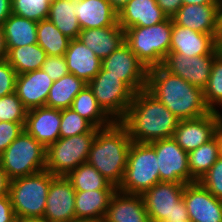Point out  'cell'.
Masks as SVG:
<instances>
[{
	"instance_id": "277c9868",
	"label": "cell",
	"mask_w": 222,
	"mask_h": 222,
	"mask_svg": "<svg viewBox=\"0 0 222 222\" xmlns=\"http://www.w3.org/2000/svg\"><path fill=\"white\" fill-rule=\"evenodd\" d=\"M55 177L45 169L10 180L9 196L17 218H43L49 186Z\"/></svg>"
},
{
	"instance_id": "d590c367",
	"label": "cell",
	"mask_w": 222,
	"mask_h": 222,
	"mask_svg": "<svg viewBox=\"0 0 222 222\" xmlns=\"http://www.w3.org/2000/svg\"><path fill=\"white\" fill-rule=\"evenodd\" d=\"M52 0H11L12 14L39 22L49 14Z\"/></svg>"
},
{
	"instance_id": "6f0895ef",
	"label": "cell",
	"mask_w": 222,
	"mask_h": 222,
	"mask_svg": "<svg viewBox=\"0 0 222 222\" xmlns=\"http://www.w3.org/2000/svg\"><path fill=\"white\" fill-rule=\"evenodd\" d=\"M13 222H20V219L19 218H17L16 220H14Z\"/></svg>"
},
{
	"instance_id": "6da1fadb",
	"label": "cell",
	"mask_w": 222,
	"mask_h": 222,
	"mask_svg": "<svg viewBox=\"0 0 222 222\" xmlns=\"http://www.w3.org/2000/svg\"><path fill=\"white\" fill-rule=\"evenodd\" d=\"M180 119L147 89L134 93L125 117L120 121L132 142L151 143L173 138Z\"/></svg>"
},
{
	"instance_id": "30bf717a",
	"label": "cell",
	"mask_w": 222,
	"mask_h": 222,
	"mask_svg": "<svg viewBox=\"0 0 222 222\" xmlns=\"http://www.w3.org/2000/svg\"><path fill=\"white\" fill-rule=\"evenodd\" d=\"M87 85L98 105L113 121H121L125 117L134 92L119 77L109 75V72L101 67Z\"/></svg>"
},
{
	"instance_id": "4fadbf2b",
	"label": "cell",
	"mask_w": 222,
	"mask_h": 222,
	"mask_svg": "<svg viewBox=\"0 0 222 222\" xmlns=\"http://www.w3.org/2000/svg\"><path fill=\"white\" fill-rule=\"evenodd\" d=\"M221 120L222 114L214 111L196 119L180 120L173 139L185 152L189 153L217 134Z\"/></svg>"
},
{
	"instance_id": "816d5d0a",
	"label": "cell",
	"mask_w": 222,
	"mask_h": 222,
	"mask_svg": "<svg viewBox=\"0 0 222 222\" xmlns=\"http://www.w3.org/2000/svg\"><path fill=\"white\" fill-rule=\"evenodd\" d=\"M218 34H222V0H220L218 9Z\"/></svg>"
},
{
	"instance_id": "11a10c76",
	"label": "cell",
	"mask_w": 222,
	"mask_h": 222,
	"mask_svg": "<svg viewBox=\"0 0 222 222\" xmlns=\"http://www.w3.org/2000/svg\"><path fill=\"white\" fill-rule=\"evenodd\" d=\"M217 133H218V135H219V137H220V139H221V149H222V120H221V122H220V124H219V126H218V131H217Z\"/></svg>"
},
{
	"instance_id": "8fae6325",
	"label": "cell",
	"mask_w": 222,
	"mask_h": 222,
	"mask_svg": "<svg viewBox=\"0 0 222 222\" xmlns=\"http://www.w3.org/2000/svg\"><path fill=\"white\" fill-rule=\"evenodd\" d=\"M156 152L160 181L188 184L196 180L190 175L188 153L173 138L149 143Z\"/></svg>"
},
{
	"instance_id": "9a60e30c",
	"label": "cell",
	"mask_w": 222,
	"mask_h": 222,
	"mask_svg": "<svg viewBox=\"0 0 222 222\" xmlns=\"http://www.w3.org/2000/svg\"><path fill=\"white\" fill-rule=\"evenodd\" d=\"M183 200L192 222H222V200L215 198L199 181L185 184Z\"/></svg>"
},
{
	"instance_id": "ffe728a7",
	"label": "cell",
	"mask_w": 222,
	"mask_h": 222,
	"mask_svg": "<svg viewBox=\"0 0 222 222\" xmlns=\"http://www.w3.org/2000/svg\"><path fill=\"white\" fill-rule=\"evenodd\" d=\"M187 57L217 55L215 36L181 27L173 22L170 51Z\"/></svg>"
},
{
	"instance_id": "ac0fdd59",
	"label": "cell",
	"mask_w": 222,
	"mask_h": 222,
	"mask_svg": "<svg viewBox=\"0 0 222 222\" xmlns=\"http://www.w3.org/2000/svg\"><path fill=\"white\" fill-rule=\"evenodd\" d=\"M52 80L44 70H34L18 74L15 82V93L27 109L46 106Z\"/></svg>"
},
{
	"instance_id": "83f0119b",
	"label": "cell",
	"mask_w": 222,
	"mask_h": 222,
	"mask_svg": "<svg viewBox=\"0 0 222 222\" xmlns=\"http://www.w3.org/2000/svg\"><path fill=\"white\" fill-rule=\"evenodd\" d=\"M86 85L71 73L61 77L52 84L46 106L59 110L71 108L74 98Z\"/></svg>"
},
{
	"instance_id": "3957f363",
	"label": "cell",
	"mask_w": 222,
	"mask_h": 222,
	"mask_svg": "<svg viewBox=\"0 0 222 222\" xmlns=\"http://www.w3.org/2000/svg\"><path fill=\"white\" fill-rule=\"evenodd\" d=\"M132 139L120 121L97 131L87 162L116 188L122 183Z\"/></svg>"
},
{
	"instance_id": "f35d334b",
	"label": "cell",
	"mask_w": 222,
	"mask_h": 222,
	"mask_svg": "<svg viewBox=\"0 0 222 222\" xmlns=\"http://www.w3.org/2000/svg\"><path fill=\"white\" fill-rule=\"evenodd\" d=\"M199 182L217 199L222 200V153Z\"/></svg>"
},
{
	"instance_id": "9f6ffc18",
	"label": "cell",
	"mask_w": 222,
	"mask_h": 222,
	"mask_svg": "<svg viewBox=\"0 0 222 222\" xmlns=\"http://www.w3.org/2000/svg\"><path fill=\"white\" fill-rule=\"evenodd\" d=\"M179 222H192L190 219H187V220H181Z\"/></svg>"
},
{
	"instance_id": "4dcf8cb0",
	"label": "cell",
	"mask_w": 222,
	"mask_h": 222,
	"mask_svg": "<svg viewBox=\"0 0 222 222\" xmlns=\"http://www.w3.org/2000/svg\"><path fill=\"white\" fill-rule=\"evenodd\" d=\"M71 108L98 129L108 127L114 122L98 105L88 85L76 95Z\"/></svg>"
},
{
	"instance_id": "603a6c76",
	"label": "cell",
	"mask_w": 222,
	"mask_h": 222,
	"mask_svg": "<svg viewBox=\"0 0 222 222\" xmlns=\"http://www.w3.org/2000/svg\"><path fill=\"white\" fill-rule=\"evenodd\" d=\"M75 9L81 30L120 26L118 13L108 0H75Z\"/></svg>"
},
{
	"instance_id": "bcb514c9",
	"label": "cell",
	"mask_w": 222,
	"mask_h": 222,
	"mask_svg": "<svg viewBox=\"0 0 222 222\" xmlns=\"http://www.w3.org/2000/svg\"><path fill=\"white\" fill-rule=\"evenodd\" d=\"M10 179L7 173L0 166V196L9 195Z\"/></svg>"
},
{
	"instance_id": "7402d4cb",
	"label": "cell",
	"mask_w": 222,
	"mask_h": 222,
	"mask_svg": "<svg viewBox=\"0 0 222 222\" xmlns=\"http://www.w3.org/2000/svg\"><path fill=\"white\" fill-rule=\"evenodd\" d=\"M168 16L156 0H130L118 12V24L125 31L131 27H149L165 21Z\"/></svg>"
},
{
	"instance_id": "8d00e7d4",
	"label": "cell",
	"mask_w": 222,
	"mask_h": 222,
	"mask_svg": "<svg viewBox=\"0 0 222 222\" xmlns=\"http://www.w3.org/2000/svg\"><path fill=\"white\" fill-rule=\"evenodd\" d=\"M94 126L72 108L61 110L60 138L90 132Z\"/></svg>"
},
{
	"instance_id": "db71d44e",
	"label": "cell",
	"mask_w": 222,
	"mask_h": 222,
	"mask_svg": "<svg viewBox=\"0 0 222 222\" xmlns=\"http://www.w3.org/2000/svg\"><path fill=\"white\" fill-rule=\"evenodd\" d=\"M20 222H50L45 218H28V219H20Z\"/></svg>"
},
{
	"instance_id": "5bb4252c",
	"label": "cell",
	"mask_w": 222,
	"mask_h": 222,
	"mask_svg": "<svg viewBox=\"0 0 222 222\" xmlns=\"http://www.w3.org/2000/svg\"><path fill=\"white\" fill-rule=\"evenodd\" d=\"M217 55L187 57L177 52H169L162 67L169 73L181 77L202 90L208 84L212 63Z\"/></svg>"
},
{
	"instance_id": "e0dca14e",
	"label": "cell",
	"mask_w": 222,
	"mask_h": 222,
	"mask_svg": "<svg viewBox=\"0 0 222 222\" xmlns=\"http://www.w3.org/2000/svg\"><path fill=\"white\" fill-rule=\"evenodd\" d=\"M61 110L47 106L27 111L24 130L45 148L60 138Z\"/></svg>"
},
{
	"instance_id": "2e32d148",
	"label": "cell",
	"mask_w": 222,
	"mask_h": 222,
	"mask_svg": "<svg viewBox=\"0 0 222 222\" xmlns=\"http://www.w3.org/2000/svg\"><path fill=\"white\" fill-rule=\"evenodd\" d=\"M75 194L65 176H56L49 186L43 218L50 222H71L75 218Z\"/></svg>"
},
{
	"instance_id": "ba28073f",
	"label": "cell",
	"mask_w": 222,
	"mask_h": 222,
	"mask_svg": "<svg viewBox=\"0 0 222 222\" xmlns=\"http://www.w3.org/2000/svg\"><path fill=\"white\" fill-rule=\"evenodd\" d=\"M98 128L90 132L59 138L46 148V170L54 176H67L82 163L87 162Z\"/></svg>"
},
{
	"instance_id": "f546056e",
	"label": "cell",
	"mask_w": 222,
	"mask_h": 222,
	"mask_svg": "<svg viewBox=\"0 0 222 222\" xmlns=\"http://www.w3.org/2000/svg\"><path fill=\"white\" fill-rule=\"evenodd\" d=\"M221 153V139L217 133L211 140L188 153L190 175L199 181L214 165Z\"/></svg>"
},
{
	"instance_id": "c3c4849f",
	"label": "cell",
	"mask_w": 222,
	"mask_h": 222,
	"mask_svg": "<svg viewBox=\"0 0 222 222\" xmlns=\"http://www.w3.org/2000/svg\"><path fill=\"white\" fill-rule=\"evenodd\" d=\"M130 0H108L111 7L118 13Z\"/></svg>"
},
{
	"instance_id": "7bdbcfd3",
	"label": "cell",
	"mask_w": 222,
	"mask_h": 222,
	"mask_svg": "<svg viewBox=\"0 0 222 222\" xmlns=\"http://www.w3.org/2000/svg\"><path fill=\"white\" fill-rule=\"evenodd\" d=\"M16 219L10 196H0V222H13Z\"/></svg>"
},
{
	"instance_id": "7dc6e473",
	"label": "cell",
	"mask_w": 222,
	"mask_h": 222,
	"mask_svg": "<svg viewBox=\"0 0 222 222\" xmlns=\"http://www.w3.org/2000/svg\"><path fill=\"white\" fill-rule=\"evenodd\" d=\"M7 58V48L5 43V35L3 32L2 25H0V61Z\"/></svg>"
},
{
	"instance_id": "4316f807",
	"label": "cell",
	"mask_w": 222,
	"mask_h": 222,
	"mask_svg": "<svg viewBox=\"0 0 222 222\" xmlns=\"http://www.w3.org/2000/svg\"><path fill=\"white\" fill-rule=\"evenodd\" d=\"M116 190L81 191L75 194V217L103 220Z\"/></svg>"
},
{
	"instance_id": "484cf974",
	"label": "cell",
	"mask_w": 222,
	"mask_h": 222,
	"mask_svg": "<svg viewBox=\"0 0 222 222\" xmlns=\"http://www.w3.org/2000/svg\"><path fill=\"white\" fill-rule=\"evenodd\" d=\"M38 22L11 14L2 24L6 48H17L37 43Z\"/></svg>"
},
{
	"instance_id": "52a82bcc",
	"label": "cell",
	"mask_w": 222,
	"mask_h": 222,
	"mask_svg": "<svg viewBox=\"0 0 222 222\" xmlns=\"http://www.w3.org/2000/svg\"><path fill=\"white\" fill-rule=\"evenodd\" d=\"M0 166L10 180L46 169V148L23 130L0 155Z\"/></svg>"
},
{
	"instance_id": "7a4b0ae2",
	"label": "cell",
	"mask_w": 222,
	"mask_h": 222,
	"mask_svg": "<svg viewBox=\"0 0 222 222\" xmlns=\"http://www.w3.org/2000/svg\"><path fill=\"white\" fill-rule=\"evenodd\" d=\"M146 89L180 120L196 119L211 112L202 89L162 66L148 69Z\"/></svg>"
},
{
	"instance_id": "f1b7e54d",
	"label": "cell",
	"mask_w": 222,
	"mask_h": 222,
	"mask_svg": "<svg viewBox=\"0 0 222 222\" xmlns=\"http://www.w3.org/2000/svg\"><path fill=\"white\" fill-rule=\"evenodd\" d=\"M75 0H52L47 19L69 39L79 37L81 28L75 15Z\"/></svg>"
},
{
	"instance_id": "f6af8a7d",
	"label": "cell",
	"mask_w": 222,
	"mask_h": 222,
	"mask_svg": "<svg viewBox=\"0 0 222 222\" xmlns=\"http://www.w3.org/2000/svg\"><path fill=\"white\" fill-rule=\"evenodd\" d=\"M11 14V0H0V25H2Z\"/></svg>"
},
{
	"instance_id": "9c48e42d",
	"label": "cell",
	"mask_w": 222,
	"mask_h": 222,
	"mask_svg": "<svg viewBox=\"0 0 222 222\" xmlns=\"http://www.w3.org/2000/svg\"><path fill=\"white\" fill-rule=\"evenodd\" d=\"M185 184L160 181L143 194L150 222H179L189 219L183 200Z\"/></svg>"
},
{
	"instance_id": "7c38bea8",
	"label": "cell",
	"mask_w": 222,
	"mask_h": 222,
	"mask_svg": "<svg viewBox=\"0 0 222 222\" xmlns=\"http://www.w3.org/2000/svg\"><path fill=\"white\" fill-rule=\"evenodd\" d=\"M101 64L109 75L119 77L134 93L146 89L148 69L125 42Z\"/></svg>"
},
{
	"instance_id": "b9f144b4",
	"label": "cell",
	"mask_w": 222,
	"mask_h": 222,
	"mask_svg": "<svg viewBox=\"0 0 222 222\" xmlns=\"http://www.w3.org/2000/svg\"><path fill=\"white\" fill-rule=\"evenodd\" d=\"M16 77V71L7 60L0 61V97L15 92Z\"/></svg>"
},
{
	"instance_id": "f5cc1de1",
	"label": "cell",
	"mask_w": 222,
	"mask_h": 222,
	"mask_svg": "<svg viewBox=\"0 0 222 222\" xmlns=\"http://www.w3.org/2000/svg\"><path fill=\"white\" fill-rule=\"evenodd\" d=\"M71 222H103V220L96 219V218H78V217H75Z\"/></svg>"
},
{
	"instance_id": "e575fe53",
	"label": "cell",
	"mask_w": 222,
	"mask_h": 222,
	"mask_svg": "<svg viewBox=\"0 0 222 222\" xmlns=\"http://www.w3.org/2000/svg\"><path fill=\"white\" fill-rule=\"evenodd\" d=\"M203 92L210 111L219 112L216 107L218 105L222 107V59L218 56L214 58L208 84Z\"/></svg>"
},
{
	"instance_id": "74e56055",
	"label": "cell",
	"mask_w": 222,
	"mask_h": 222,
	"mask_svg": "<svg viewBox=\"0 0 222 222\" xmlns=\"http://www.w3.org/2000/svg\"><path fill=\"white\" fill-rule=\"evenodd\" d=\"M27 111L15 92L0 97V121L25 122Z\"/></svg>"
},
{
	"instance_id": "ee69618b",
	"label": "cell",
	"mask_w": 222,
	"mask_h": 222,
	"mask_svg": "<svg viewBox=\"0 0 222 222\" xmlns=\"http://www.w3.org/2000/svg\"><path fill=\"white\" fill-rule=\"evenodd\" d=\"M156 2L163 12L170 18L183 5L182 0H156Z\"/></svg>"
},
{
	"instance_id": "836d02e7",
	"label": "cell",
	"mask_w": 222,
	"mask_h": 222,
	"mask_svg": "<svg viewBox=\"0 0 222 222\" xmlns=\"http://www.w3.org/2000/svg\"><path fill=\"white\" fill-rule=\"evenodd\" d=\"M71 39L66 37L48 19L37 24V44L46 52L47 56H64Z\"/></svg>"
},
{
	"instance_id": "ab89813d",
	"label": "cell",
	"mask_w": 222,
	"mask_h": 222,
	"mask_svg": "<svg viewBox=\"0 0 222 222\" xmlns=\"http://www.w3.org/2000/svg\"><path fill=\"white\" fill-rule=\"evenodd\" d=\"M25 122L0 121V155L24 130Z\"/></svg>"
},
{
	"instance_id": "d6986e66",
	"label": "cell",
	"mask_w": 222,
	"mask_h": 222,
	"mask_svg": "<svg viewBox=\"0 0 222 222\" xmlns=\"http://www.w3.org/2000/svg\"><path fill=\"white\" fill-rule=\"evenodd\" d=\"M219 4H183L171 17L181 27L214 35L218 34Z\"/></svg>"
},
{
	"instance_id": "44dd1931",
	"label": "cell",
	"mask_w": 222,
	"mask_h": 222,
	"mask_svg": "<svg viewBox=\"0 0 222 222\" xmlns=\"http://www.w3.org/2000/svg\"><path fill=\"white\" fill-rule=\"evenodd\" d=\"M104 222H150L142 195L119 191L113 193Z\"/></svg>"
},
{
	"instance_id": "d4e9b609",
	"label": "cell",
	"mask_w": 222,
	"mask_h": 222,
	"mask_svg": "<svg viewBox=\"0 0 222 222\" xmlns=\"http://www.w3.org/2000/svg\"><path fill=\"white\" fill-rule=\"evenodd\" d=\"M78 39L103 60L125 42V32L121 26L83 29Z\"/></svg>"
},
{
	"instance_id": "5b68a950",
	"label": "cell",
	"mask_w": 222,
	"mask_h": 222,
	"mask_svg": "<svg viewBox=\"0 0 222 222\" xmlns=\"http://www.w3.org/2000/svg\"><path fill=\"white\" fill-rule=\"evenodd\" d=\"M172 29L170 17L149 27H131L124 31L125 43L147 69L162 66L170 51Z\"/></svg>"
},
{
	"instance_id": "8992f818",
	"label": "cell",
	"mask_w": 222,
	"mask_h": 222,
	"mask_svg": "<svg viewBox=\"0 0 222 222\" xmlns=\"http://www.w3.org/2000/svg\"><path fill=\"white\" fill-rule=\"evenodd\" d=\"M155 149L149 143L132 142L122 183L117 188L128 194L142 195L160 182Z\"/></svg>"
},
{
	"instance_id": "cb8c5ba5",
	"label": "cell",
	"mask_w": 222,
	"mask_h": 222,
	"mask_svg": "<svg viewBox=\"0 0 222 222\" xmlns=\"http://www.w3.org/2000/svg\"><path fill=\"white\" fill-rule=\"evenodd\" d=\"M64 57L69 72L87 84L101 69L102 60L78 38L70 40Z\"/></svg>"
},
{
	"instance_id": "f907efd6",
	"label": "cell",
	"mask_w": 222,
	"mask_h": 222,
	"mask_svg": "<svg viewBox=\"0 0 222 222\" xmlns=\"http://www.w3.org/2000/svg\"><path fill=\"white\" fill-rule=\"evenodd\" d=\"M215 51L217 56L222 59V34H217L215 37Z\"/></svg>"
},
{
	"instance_id": "60d3db41",
	"label": "cell",
	"mask_w": 222,
	"mask_h": 222,
	"mask_svg": "<svg viewBox=\"0 0 222 222\" xmlns=\"http://www.w3.org/2000/svg\"><path fill=\"white\" fill-rule=\"evenodd\" d=\"M41 69L54 81L70 73L64 56H47Z\"/></svg>"
},
{
	"instance_id": "d6a6232c",
	"label": "cell",
	"mask_w": 222,
	"mask_h": 222,
	"mask_svg": "<svg viewBox=\"0 0 222 222\" xmlns=\"http://www.w3.org/2000/svg\"><path fill=\"white\" fill-rule=\"evenodd\" d=\"M66 178L76 192L94 190H117L102 174L88 162L82 163L71 171Z\"/></svg>"
},
{
	"instance_id": "681fc988",
	"label": "cell",
	"mask_w": 222,
	"mask_h": 222,
	"mask_svg": "<svg viewBox=\"0 0 222 222\" xmlns=\"http://www.w3.org/2000/svg\"><path fill=\"white\" fill-rule=\"evenodd\" d=\"M183 4L191 5V4H219L220 0H182Z\"/></svg>"
},
{
	"instance_id": "1f68e13d",
	"label": "cell",
	"mask_w": 222,
	"mask_h": 222,
	"mask_svg": "<svg viewBox=\"0 0 222 222\" xmlns=\"http://www.w3.org/2000/svg\"><path fill=\"white\" fill-rule=\"evenodd\" d=\"M46 57V52L36 43L17 48H7L6 60L18 75L41 69Z\"/></svg>"
}]
</instances>
